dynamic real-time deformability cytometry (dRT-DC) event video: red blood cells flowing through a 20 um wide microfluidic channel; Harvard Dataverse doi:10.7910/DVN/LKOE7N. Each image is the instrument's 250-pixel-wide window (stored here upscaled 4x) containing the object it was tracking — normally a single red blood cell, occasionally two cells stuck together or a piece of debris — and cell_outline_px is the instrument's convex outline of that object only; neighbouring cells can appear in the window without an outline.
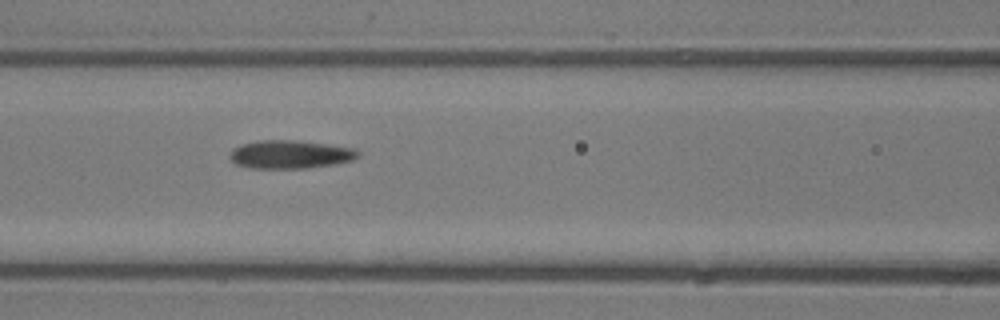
{"species": "common noctule bat (a hibernating species)", "species_latin": "Nyctalus noctula", "temperature_condition": "room temperature", "stored_images_in_passage": 8, "camera_frame_rate_fps": 3000, "um_per_image_px": 0.085, "animal": {"sex": "male", "body_mass_g": 13.3}, "frame": {"image": 1, "passage_image": 5, "time_ms": 5.667, "image_size_px": [1000, 320], "cell_outline_px": [[360, 156], [352, 160], [332, 164], [304, 168], [252, 168], [236, 164], [228, 156], [232, 148], [240, 144], [260, 140], [292, 140], [356, 148], [360, 152]], "centroid_in_image_um": [24.64, 13.12], "position_along_channel_um": 142.0, "area_um2": 21.04}}
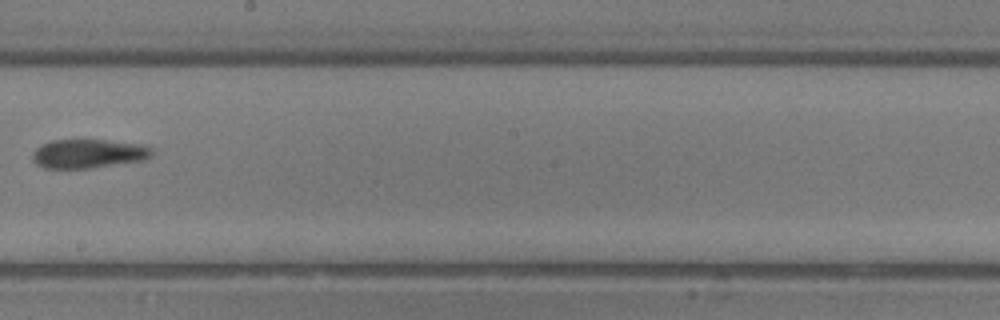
{"frame": {"image": 2, "passage_image": 7, "time_ms": 8.0, "image_size_px": [1000, 320], "cell_outline_px": [[152, 156], [144, 160], [92, 168], [44, 168], [36, 164], [32, 160], [32, 152], [40, 144], [52, 140], [104, 140], [144, 144], [152, 148]], "centroid_in_image_um": [7.5, 13.06], "position_along_channel_um": 240.7, "area_um2": 20.35}}
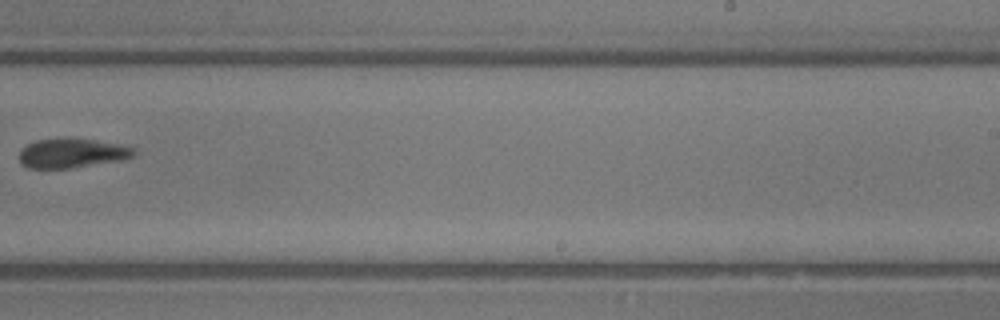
{"frame": {"image": 3, "passage_image": 8, "time_ms": 9.0, "image_size_px": [1000, 320], "cell_outline_px": [[136, 152], [132, 156], [120, 160], [72, 168], [28, 168], [20, 164], [20, 152], [28, 144], [36, 140], [64, 136], [68, 136], [96, 140], [120, 144], [136, 148]], "centroid_in_image_um": [6.11, 12.99], "position_along_channel_um": 282.9, "area_um2": 20.0}}